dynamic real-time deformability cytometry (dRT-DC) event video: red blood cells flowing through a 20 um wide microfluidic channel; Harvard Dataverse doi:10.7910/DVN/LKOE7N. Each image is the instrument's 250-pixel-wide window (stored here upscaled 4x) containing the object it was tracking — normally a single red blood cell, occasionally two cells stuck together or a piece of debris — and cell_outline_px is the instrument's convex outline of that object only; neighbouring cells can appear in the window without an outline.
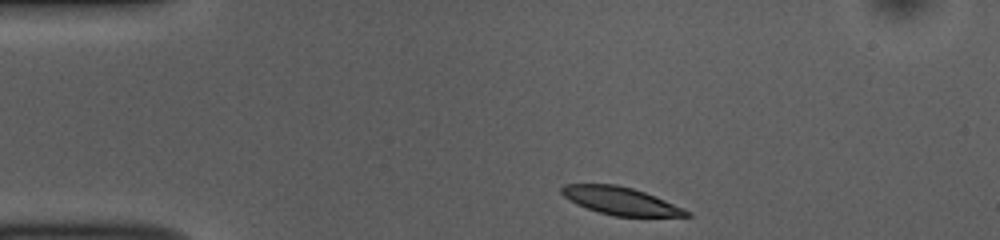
{"species": "common noctule bat (a hibernating species)", "species_latin": "Nyctalus noctula", "temperature_condition": "room temperature", "stored_images_in_passage": 45, "camera_frame_rate_fps": 3000, "um_per_image_px": 0.085, "animal": {"sex": "female", "body_mass_g": 10.0, "forearm_length_mm": 53.1}, "frame": {"image": 1, "passage_image": 1, "time_ms": 0.0, "image_size_px": [1000, 240], "cell_outline_px": [[692, 216], [616, 216], [600, 212], [576, 204], [568, 200], [560, 192], [560, 188], [564, 184], [616, 184], [632, 188], [656, 196], [692, 212]], "centroid_in_image_um": [52.74, 17.06], "position_along_channel_um": 32.3, "area_um2": 20.06}}
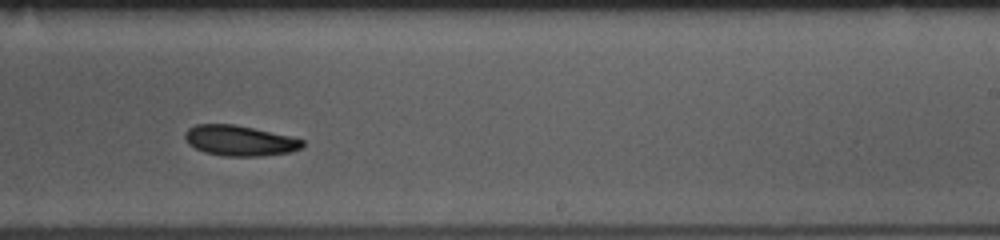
{"frame": {"image": 2, "passage_image": 24, "time_ms": 7.667, "image_size_px": [1000, 240], "cell_outline_px": [[304, 144], [300, 148], [288, 152], [260, 156], [224, 156], [204, 152], [188, 144], [184, 136], [184, 132], [188, 128], [196, 124], [232, 124], [292, 136], [304, 140]], "centroid_in_image_um": [20.34, 11.95], "position_along_channel_um": 268.7, "area_um2": 20.75}}
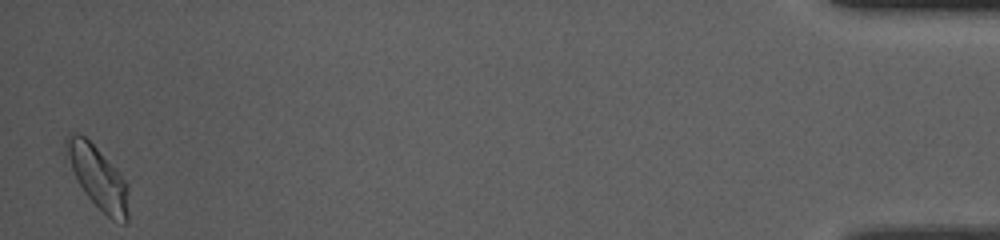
{"frame": {"image": 3, "passage_image": 44, "time_ms": 14.333, "image_size_px": [1000, 240], "cell_outline_px": [[128, 220], [124, 224], [112, 220], [84, 192], [72, 168], [64, 144], [64, 140], [68, 132], [76, 132], [84, 136], [120, 172], [128, 184]], "centroid_in_image_um": [8.35, 15.07], "position_along_channel_um": 426.8, "area_um2": 22.31}, "authors_computed_cell_mechanics": {"area_um2": 21.3282, "velocity_mm_per_s": 3.6845, "shape_relaxation_time_tau1_ms": 2.4281, "shape_relaxation_time_tau2_ms": null, "deformation_change_tau1": 0.1186, "deformation_change_tau2": null}}